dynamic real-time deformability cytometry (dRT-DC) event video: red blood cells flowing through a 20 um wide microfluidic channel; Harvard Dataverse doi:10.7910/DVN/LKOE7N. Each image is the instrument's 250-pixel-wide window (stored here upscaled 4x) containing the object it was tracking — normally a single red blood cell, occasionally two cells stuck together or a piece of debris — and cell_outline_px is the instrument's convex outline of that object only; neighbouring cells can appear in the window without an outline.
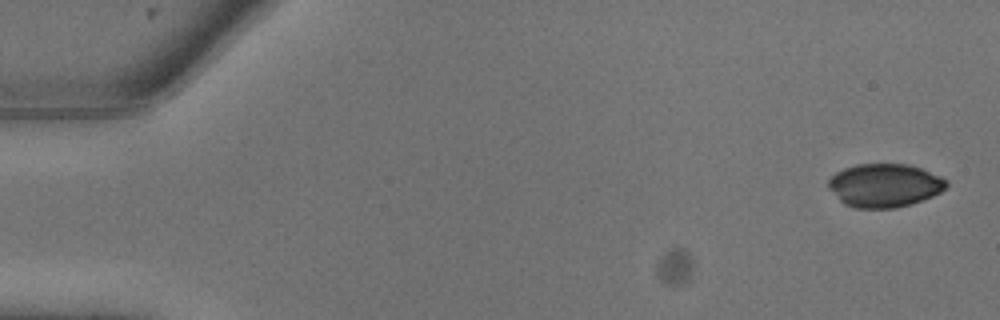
{"species": "common noctule bat (a hibernating species)", "species_latin": "Nyctalus noctula", "temperature_condition": "warm", "stored_images_in_passage": 9, "camera_frame_rate_fps": 3000, "um_per_image_px": 0.085, "animal": {"sex": "male", "body_mass_g": 13.3}, "frame": {"image": 1, "passage_image": 1, "time_ms": 0.0, "image_size_px": [1000, 320], "cell_outline_px": [[948, 184], [940, 192], [932, 196], [912, 204], [896, 208], [856, 208], [844, 204], [828, 188], [828, 180], [836, 172], [844, 168], [856, 164], [908, 164], [920, 168], [940, 176], [948, 180]], "centroid_in_image_um": [75.18, 15.76], "position_along_channel_um": 9.8, "area_um2": 29.88}}
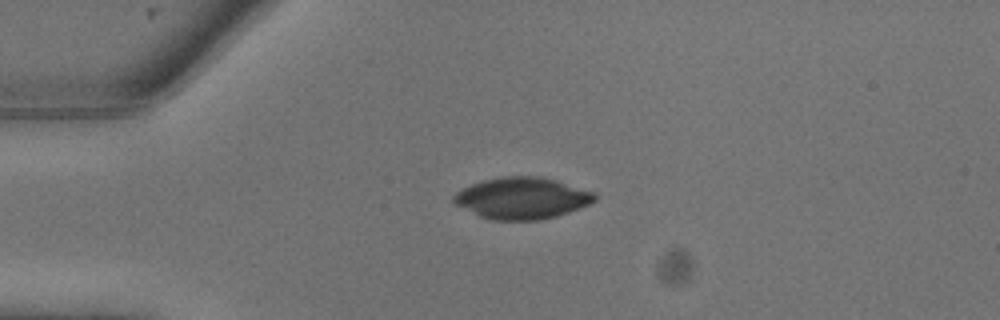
{"frame": {"image": 2, "passage_image": 6, "time_ms": 1.667, "image_size_px": [1000, 320], "cell_outline_px": [[596, 200], [580, 208], [556, 216], [540, 220], [492, 220], [480, 216], [456, 204], [452, 200], [452, 196], [456, 192], [472, 184], [484, 180], [500, 176], [540, 176], [596, 192]], "centroid_in_image_um": [44.38, 16.84], "position_along_channel_um": 40.6, "area_um2": 33.99}}
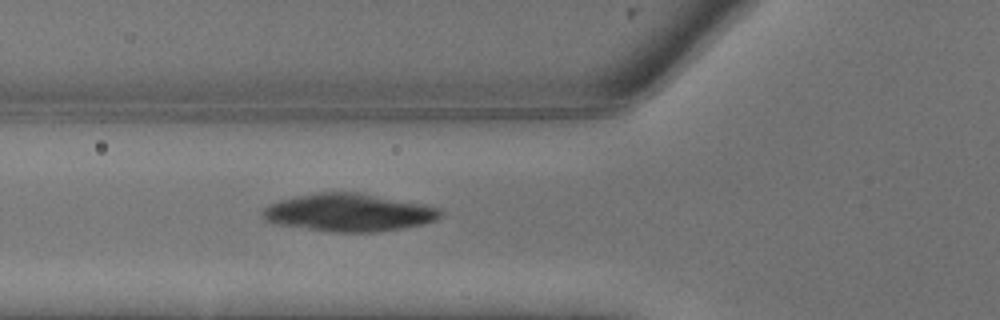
{"frame": {"image": 3, "passage_image": 9, "time_ms": 2.667, "image_size_px": [1000, 320], "cell_outline_px": [[444, 216], [436, 220], [424, 224], [376, 232], [328, 232], [272, 224], [264, 220], [260, 212], [268, 204], [280, 200], [320, 192], [356, 192], [440, 208], [444, 212]], "centroid_in_image_um": [29.6, 18.09], "position_along_channel_um": 96.2, "area_um2": 39.13}}